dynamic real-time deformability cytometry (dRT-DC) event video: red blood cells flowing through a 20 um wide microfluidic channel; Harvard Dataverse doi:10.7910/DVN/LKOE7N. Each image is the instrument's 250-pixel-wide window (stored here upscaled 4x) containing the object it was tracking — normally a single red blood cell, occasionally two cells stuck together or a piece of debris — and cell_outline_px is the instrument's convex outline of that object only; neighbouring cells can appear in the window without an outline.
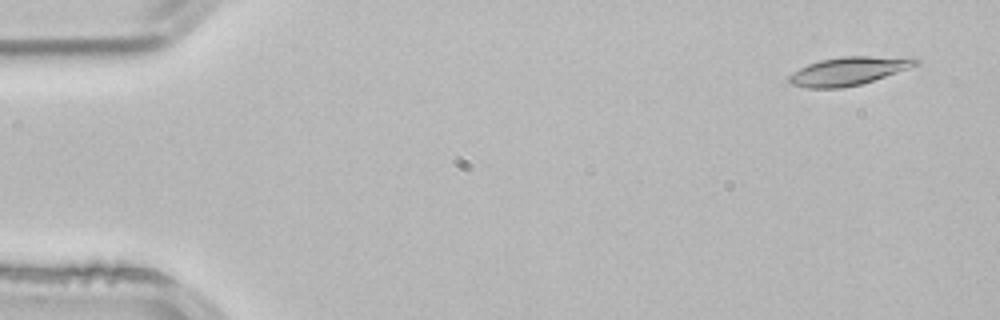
{"species": "common noctule bat (a hibernating species)", "species_latin": "Nyctalus noctula", "temperature_condition": "room temperature", "stored_images_in_passage": 3, "camera_frame_rate_fps": 3000, "um_per_image_px": 0.085, "animal": {"sex": "male", "body_mass_g": 21.5, "forearm_length_mm": 52.0}, "frame": {"image": 1, "passage_image": 1, "time_ms": 0.0, "image_size_px": [1000, 320], "cell_outline_px": [[920, 64], [860, 84], [840, 88], [808, 88], [792, 84], [788, 80], [788, 76], [792, 72], [808, 64], [820, 60], [840, 56], [916, 56], [920, 60]], "centroid_in_image_um": [72.17, 6.01], "position_along_channel_um": 12.8, "area_um2": 20.98}}
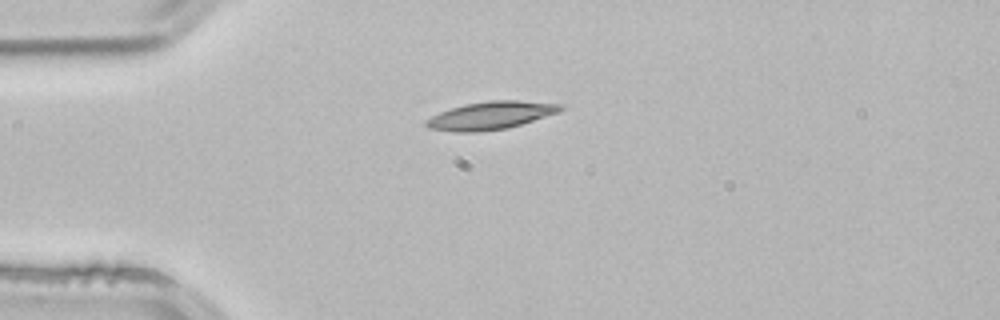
{"frame": {"image": 2, "passage_image": 3, "time_ms": 0.667, "image_size_px": [1000, 320], "cell_outline_px": [[564, 108], [560, 112], [508, 128], [476, 132], [456, 132], [428, 128], [424, 124], [424, 120], [440, 112], [464, 104], [488, 100], [520, 100], [564, 104]], "centroid_in_image_um": [41.73, 9.81], "position_along_channel_um": 43.3, "area_um2": 21.96}}